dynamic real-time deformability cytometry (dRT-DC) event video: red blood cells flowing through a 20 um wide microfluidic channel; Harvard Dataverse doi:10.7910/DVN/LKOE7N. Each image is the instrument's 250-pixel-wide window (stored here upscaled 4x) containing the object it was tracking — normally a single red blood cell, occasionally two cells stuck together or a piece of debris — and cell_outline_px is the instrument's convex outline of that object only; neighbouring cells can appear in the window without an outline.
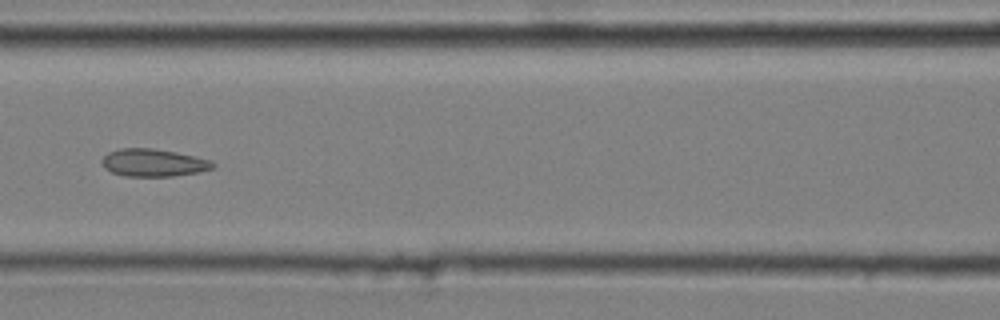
{"species": "common noctule bat (a hibernating species)", "species_latin": "Nyctalus noctula", "temperature_condition": "cold", "stored_images_in_passage": 7, "camera_frame_rate_fps": 3000, "um_per_image_px": 0.085, "animal": {"sex": "male", "body_mass_g": 20.4}, "frame": {"image": 1, "passage_image": 6, "time_ms": 1.667, "image_size_px": [1000, 320], "cell_outline_px": [[216, 164], [212, 168], [196, 172], [172, 176], [124, 176], [112, 172], [104, 168], [100, 160], [108, 152], [120, 148], [152, 148], [176, 152], [212, 160]], "centroid_in_image_um": [13.01, 13.82], "position_along_channel_um": 153.6, "area_um2": 17.8}}
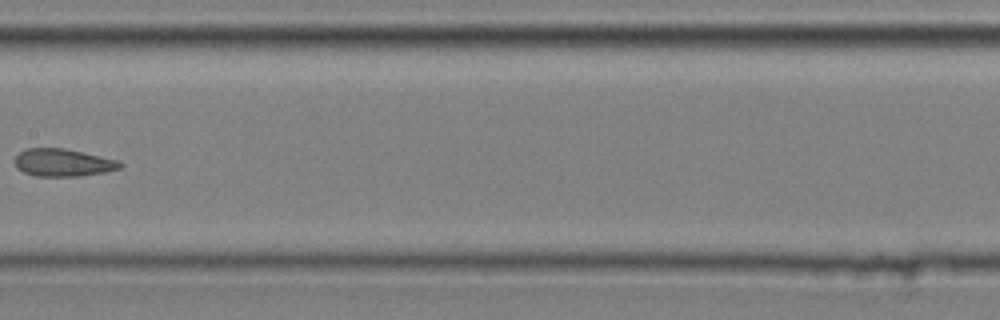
{"frame": {"image": 2, "passage_image": 7, "time_ms": 2.0, "image_size_px": [1000, 320], "cell_outline_px": [[124, 164], [120, 168], [104, 172], [80, 176], [36, 176], [24, 172], [16, 168], [16, 156], [20, 152], [28, 148], [64, 148], [120, 160]], "centroid_in_image_um": [5.39, 13.82], "position_along_channel_um": 202.0, "area_um2": 16.88}}